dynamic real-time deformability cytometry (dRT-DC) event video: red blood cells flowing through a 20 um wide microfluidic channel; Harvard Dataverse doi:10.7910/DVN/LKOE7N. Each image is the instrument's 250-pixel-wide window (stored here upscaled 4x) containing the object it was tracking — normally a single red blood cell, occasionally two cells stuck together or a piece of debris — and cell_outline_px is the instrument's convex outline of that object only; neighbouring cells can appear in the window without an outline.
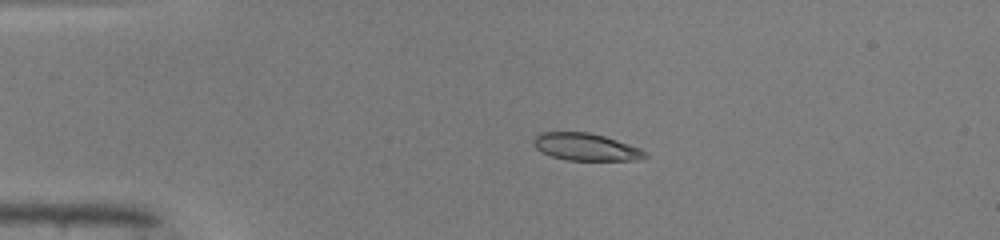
{"species": "common noctule bat (a hibernating species)", "species_latin": "Nyctalus noctula", "temperature_condition": "warm", "stored_images_in_passage": 48, "camera_frame_rate_fps": 3000, "um_per_image_px": 0.085, "animal": {"sex": "male", "body_mass_g": 19.0, "forearm_length_mm": 50.8}, "frame": {"image": 1, "passage_image": 11, "time_ms": 3.333, "image_size_px": [1000, 240], "cell_outline_px": [[648, 156], [640, 160], [568, 160], [552, 156], [540, 152], [532, 144], [532, 140], [540, 132], [588, 132], [604, 136], [640, 148], [648, 152]], "centroid_in_image_um": [49.79, 12.49], "position_along_channel_um": 35.2, "area_um2": 17.8}}
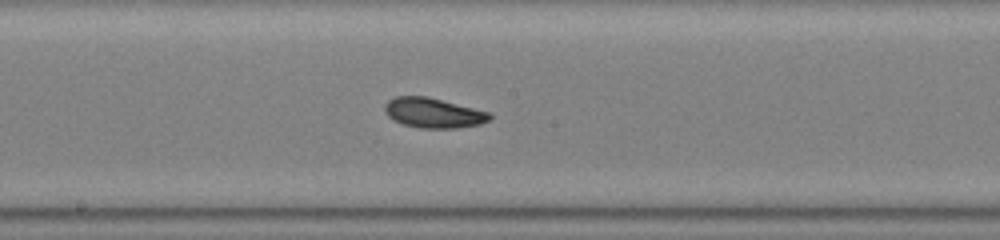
{"frame": {"image": 2, "passage_image": 27, "time_ms": 8.667, "image_size_px": [1000, 240], "cell_outline_px": [[492, 116], [488, 120], [480, 124], [456, 128], [420, 128], [404, 124], [392, 120], [384, 112], [384, 104], [388, 100], [396, 96], [428, 96], [492, 112]], "centroid_in_image_um": [36.83, 9.58], "position_along_channel_um": 211.4, "area_um2": 18.55}}
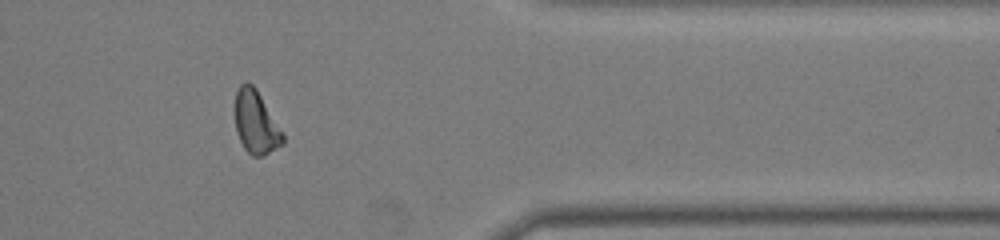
{"frame": {"image": 3, "passage_image": 41, "time_ms": 13.333, "image_size_px": [1000, 240], "cell_outline_px": [[284, 144], [260, 156], [252, 156], [244, 148], [236, 132], [236, 92], [240, 84], [248, 80], [256, 88], [284, 136]], "centroid_in_image_um": [21.74, 10.39], "position_along_channel_um": 389.7, "area_um2": 17.11}, "authors_computed_cell_mechanics": {"area_um2": 18.0047, "velocity_mm_per_s": 4.1528, "shape_relaxation_time_tau1_ms": 4.2626, "shape_relaxation_time_tau2_ms": null, "deformation_change_tau1": 0.1573, "deformation_change_tau2": null}}